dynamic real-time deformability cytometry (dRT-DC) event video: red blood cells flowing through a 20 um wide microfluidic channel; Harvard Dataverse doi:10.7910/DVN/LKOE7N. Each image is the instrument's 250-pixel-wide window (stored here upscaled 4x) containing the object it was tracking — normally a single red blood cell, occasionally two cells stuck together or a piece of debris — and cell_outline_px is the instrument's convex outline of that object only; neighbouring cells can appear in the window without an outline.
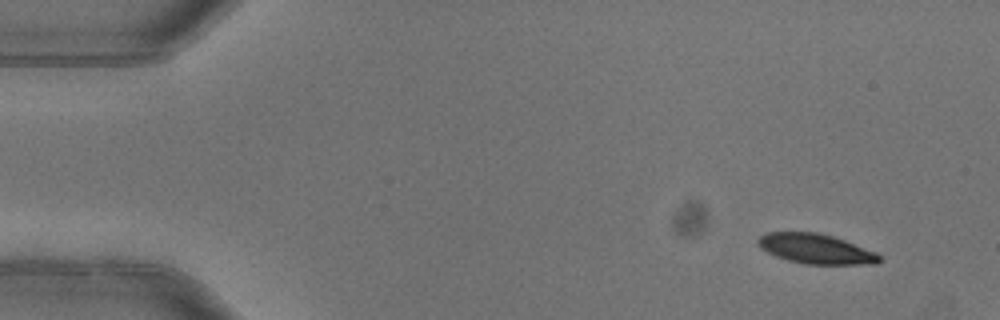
{"species": "common noctule bat (a hibernating species)", "species_latin": "Nyctalus noctula", "temperature_condition": "warm", "stored_images_in_passage": 5, "camera_frame_rate_fps": 3000, "um_per_image_px": 0.085, "animal": {"sex": "female"}, "frame": {"image": 1, "passage_image": 1, "time_ms": 0.0, "image_size_px": [1000, 320], "cell_outline_px": [[884, 260], [876, 264], [804, 264], [788, 260], [776, 256], [760, 248], [756, 244], [756, 240], [760, 236], [768, 232], [816, 232], [832, 236], [844, 240], [876, 252]], "centroid_in_image_um": [69.34, 21.15], "position_along_channel_um": 15.7, "area_um2": 21.15}}